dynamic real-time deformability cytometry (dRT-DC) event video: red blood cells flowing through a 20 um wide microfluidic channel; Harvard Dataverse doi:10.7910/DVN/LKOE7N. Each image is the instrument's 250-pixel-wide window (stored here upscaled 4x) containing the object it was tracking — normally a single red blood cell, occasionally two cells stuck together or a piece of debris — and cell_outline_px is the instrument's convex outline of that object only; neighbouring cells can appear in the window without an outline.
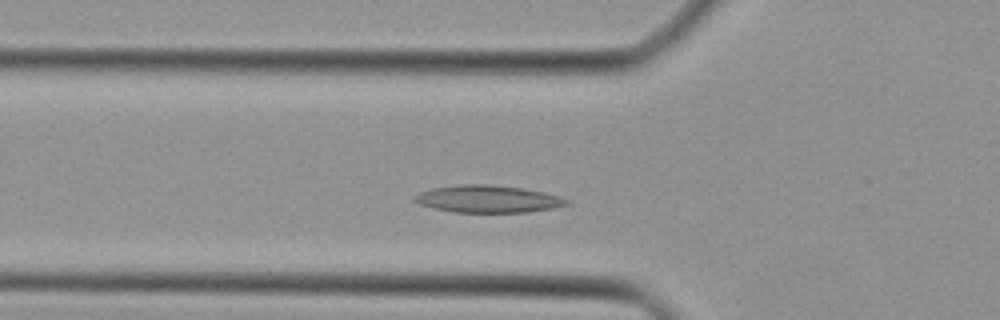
{"species": "Egyptian fruit bat (a non-hibernating species)", "species_latin": "Rousettus aegyptiacus", "temperature_condition": "cold", "stored_images_in_passage": 38, "camera_frame_rate_fps": 3000, "um_per_image_px": 0.085, "animal": {"sex": "female"}, "frame": {"image": 1, "passage_image": 8, "time_ms": 2.333, "image_size_px": [1000, 320], "cell_outline_px": [[568, 204], [552, 208], [524, 212], [456, 212], [436, 208], [420, 204], [412, 200], [420, 192], [432, 188], [460, 184], [488, 184], [520, 188], [540, 192], [556, 196], [568, 200]], "centroid_in_image_um": [41.41, 16.91], "position_along_channel_um": 84.4, "area_um2": 23.58}}
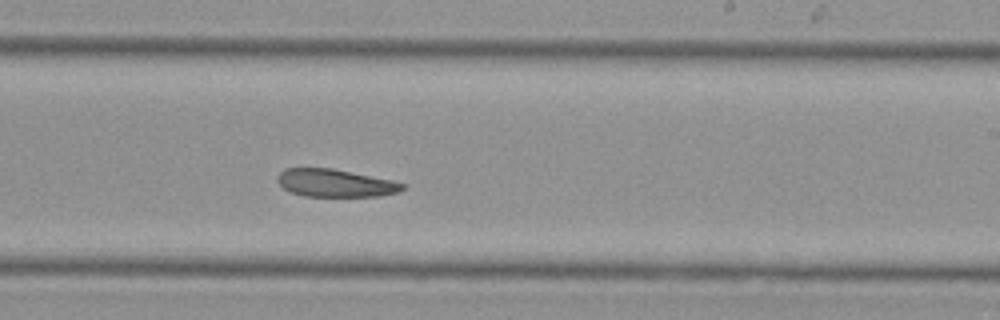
{"frame": {"image": 2, "passage_image": 20, "time_ms": 6.333, "image_size_px": [1000, 320], "cell_outline_px": [[404, 188], [400, 192], [380, 196], [304, 196], [292, 192], [284, 188], [276, 180], [276, 176], [284, 168], [332, 168], [388, 180], [404, 184]], "centroid_in_image_um": [28.45, 15.56], "position_along_channel_um": 260.6, "area_um2": 19.94}}
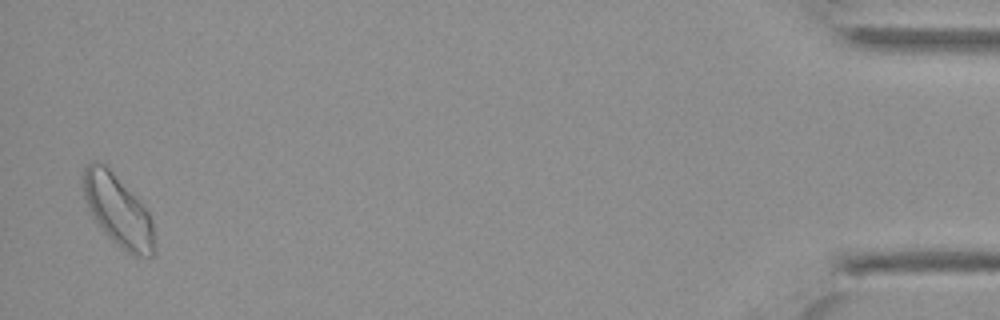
{"frame": {"image": 3, "passage_image": 37, "time_ms": 12.0, "image_size_px": [1000, 320], "cell_outline_px": [[156, 248], [152, 256], [132, 256], [112, 240], [108, 236], [96, 220], [84, 200], [84, 168], [92, 160], [104, 164], [140, 200], [152, 216]], "centroid_in_image_um": [10.08, 17.92], "position_along_channel_um": 425.1, "area_um2": 29.36}}